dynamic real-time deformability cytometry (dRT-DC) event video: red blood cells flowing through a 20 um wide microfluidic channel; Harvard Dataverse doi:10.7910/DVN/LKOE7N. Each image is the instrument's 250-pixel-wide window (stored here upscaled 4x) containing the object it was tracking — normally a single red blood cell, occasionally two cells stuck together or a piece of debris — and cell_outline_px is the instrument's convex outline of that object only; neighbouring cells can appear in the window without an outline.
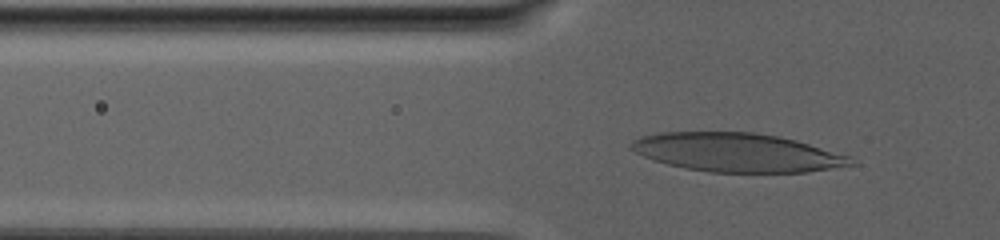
{"species": "human", "species_latin": "Homo sapiens", "temperature_condition": "warm", "stored_images_in_passage": 60, "camera_frame_rate_fps": 3000, "um_per_image_px": 0.085, "donor": {"sex": "male"}, "frame": {"image": 1, "passage_image": 12, "time_ms": 3.667, "image_size_px": [1000, 240], "cell_outline_px": [[860, 164], [808, 172], [708, 172], [684, 168], [668, 164], [644, 156], [628, 148], [628, 144], [632, 140], [640, 136], [660, 132], [752, 132], [776, 136], [796, 140], [852, 156]], "centroid_in_image_um": [62.69, 12.96], "position_along_channel_um": 63.1, "area_um2": 49.88}}
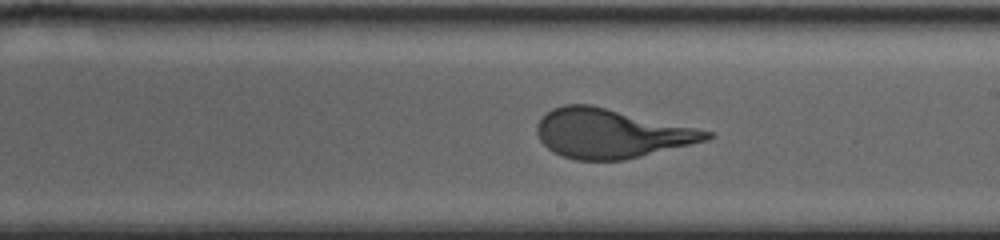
{"frame": {"image": 2, "passage_image": 35, "time_ms": 11.333, "image_size_px": [1000, 240], "cell_outline_px": [[712, 136], [708, 140], [624, 160], [576, 160], [560, 156], [552, 152], [540, 140], [536, 132], [536, 124], [540, 116], [552, 108], [564, 104], [592, 104], [712, 132]], "centroid_in_image_um": [51.85, 11.34], "position_along_channel_um": 237.1, "area_um2": 48.55}}
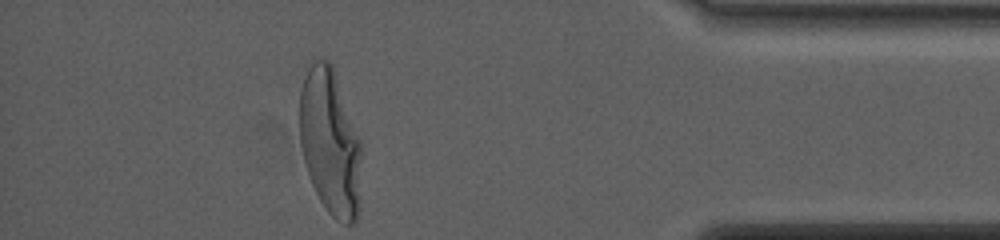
{"frame": {"image": 3, "passage_image": 60, "time_ms": 19.667, "image_size_px": [1000, 240], "cell_outline_px": [[360, 208], [356, 224], [344, 224], [336, 220], [328, 212], [320, 200], [308, 176], [300, 144], [300, 92], [304, 76], [312, 56], [328, 60], [332, 64], [360, 140]], "centroid_in_image_um": [28.05, 12.09], "position_along_channel_um": 407.1, "area_um2": 53.06}, "authors_computed_cell_mechanics": {"area_um2": 49.3034, "velocity_mm_per_s": 2.4189, "shape_relaxation_time_tau1_ms": 7.9017, "shape_relaxation_time_tau2_ms": null, "deformation_change_tau1": 0.2953, "deformation_change_tau2": null}}